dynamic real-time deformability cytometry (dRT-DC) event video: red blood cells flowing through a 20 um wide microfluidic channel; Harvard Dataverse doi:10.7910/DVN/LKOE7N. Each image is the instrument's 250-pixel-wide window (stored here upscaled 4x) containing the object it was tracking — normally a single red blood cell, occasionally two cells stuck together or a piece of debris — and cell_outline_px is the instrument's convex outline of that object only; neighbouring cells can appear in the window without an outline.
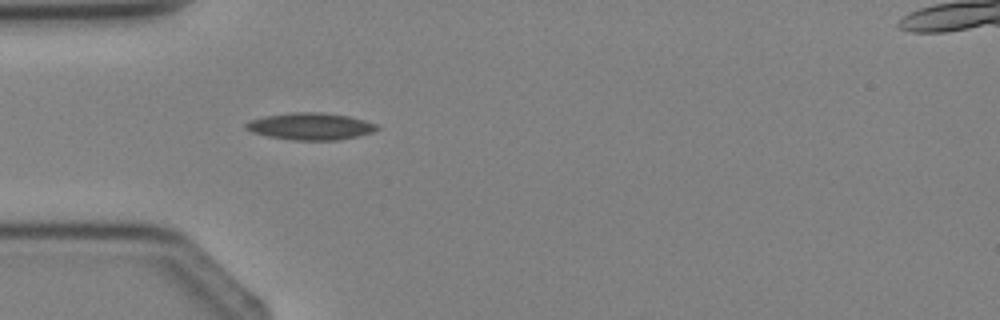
{"species": "Egyptian fruit bat (a non-hibernating species)", "species_latin": "Rousettus aegyptiacus", "temperature_condition": "cold", "stored_images_in_passage": 2, "camera_frame_rate_fps": 3000, "um_per_image_px": 0.085, "animal": {"sex": "female"}, "frame": {"image": 1, "passage_image": 2, "time_ms": 1.0, "image_size_px": [1000, 320], "cell_outline_px": [[380, 128], [372, 132], [356, 136], [336, 140], [296, 140], [268, 136], [252, 132], [244, 128], [244, 124], [248, 120], [264, 116], [292, 112], [320, 112], [348, 116], [364, 120], [376, 124]], "centroid_in_image_um": [26.35, 10.73], "position_along_channel_um": 58.7, "area_um2": 20.52}}